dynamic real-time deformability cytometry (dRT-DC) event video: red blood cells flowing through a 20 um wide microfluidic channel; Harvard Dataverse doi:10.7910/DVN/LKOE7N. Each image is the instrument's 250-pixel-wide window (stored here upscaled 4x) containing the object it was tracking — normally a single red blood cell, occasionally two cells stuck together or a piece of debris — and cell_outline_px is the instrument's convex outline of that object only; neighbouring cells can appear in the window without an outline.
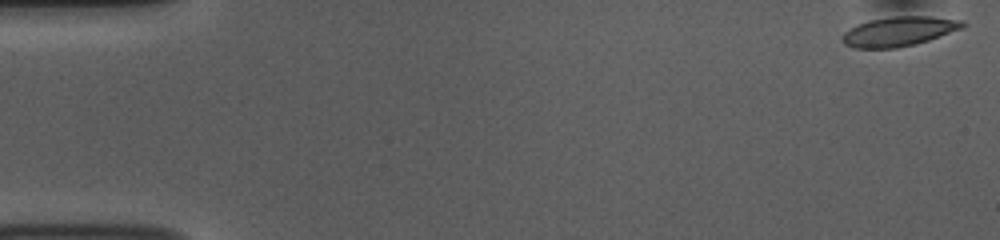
{"species": "common noctule bat (a hibernating species)", "species_latin": "Nyctalus noctula", "temperature_condition": "room temperature", "stored_images_in_passage": 53, "camera_frame_rate_fps": 3000, "um_per_image_px": 0.085, "animal": {"sex": "female", "body_mass_g": 10.0, "forearm_length_mm": 53.1}, "frame": {"image": 1, "passage_image": 1, "time_ms": 0.0, "image_size_px": [1000, 240], "cell_outline_px": [[968, 24], [964, 28], [916, 44], [900, 48], [852, 48], [844, 44], [840, 40], [840, 36], [844, 32], [856, 24], [868, 20], [892, 16], [932, 16], [964, 20]], "centroid_in_image_um": [76.41, 2.66], "position_along_channel_um": 8.6, "area_um2": 21.21}}
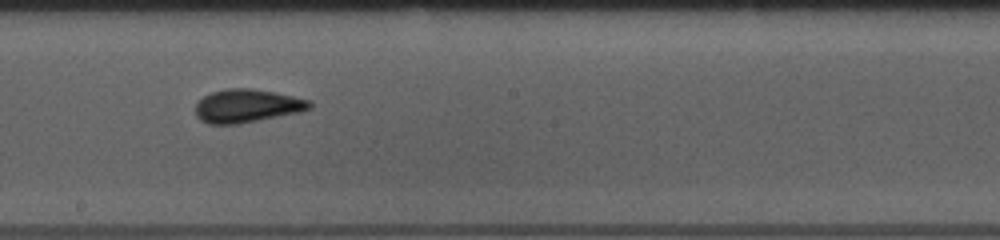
{"frame": {"image": 2, "passage_image": 29, "time_ms": 9.333, "image_size_px": [1000, 240], "cell_outline_px": [[312, 108], [300, 112], [240, 124], [208, 124], [200, 120], [196, 116], [196, 100], [212, 92], [228, 88], [252, 88], [312, 100]], "centroid_in_image_um": [20.99, 9.01], "position_along_channel_um": 227.2, "area_um2": 22.31}}
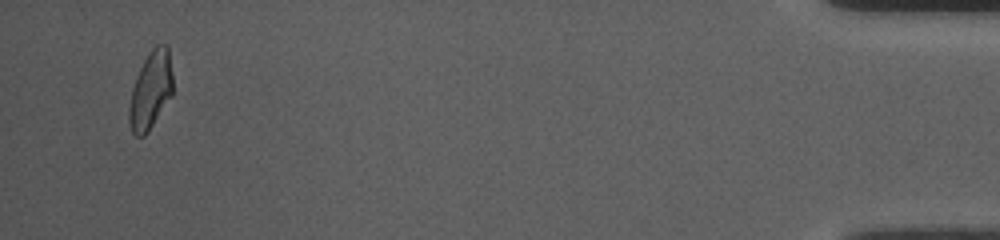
{"frame": {"image": 3, "passage_image": 51, "time_ms": 16.667, "image_size_px": [1000, 240], "cell_outline_px": [[172, 96], [148, 132], [144, 136], [136, 136], [132, 132], [128, 120], [128, 108], [132, 88], [136, 76], [144, 60], [152, 48], [156, 44], [168, 44], [172, 76]], "centroid_in_image_um": [12.8, 7.68], "position_along_channel_um": 422.4, "area_um2": 19.88}, "authors_computed_cell_mechanics": {"area_um2": 21.1548, "velocity_mm_per_s": 3.7545, "shape_relaxation_time_tau1_ms": 5.1178, "shape_relaxation_time_tau2_ms": 1.7467, "deformation_change_tau1": 0.1326, "deformation_change_tau2": 0.0687}}